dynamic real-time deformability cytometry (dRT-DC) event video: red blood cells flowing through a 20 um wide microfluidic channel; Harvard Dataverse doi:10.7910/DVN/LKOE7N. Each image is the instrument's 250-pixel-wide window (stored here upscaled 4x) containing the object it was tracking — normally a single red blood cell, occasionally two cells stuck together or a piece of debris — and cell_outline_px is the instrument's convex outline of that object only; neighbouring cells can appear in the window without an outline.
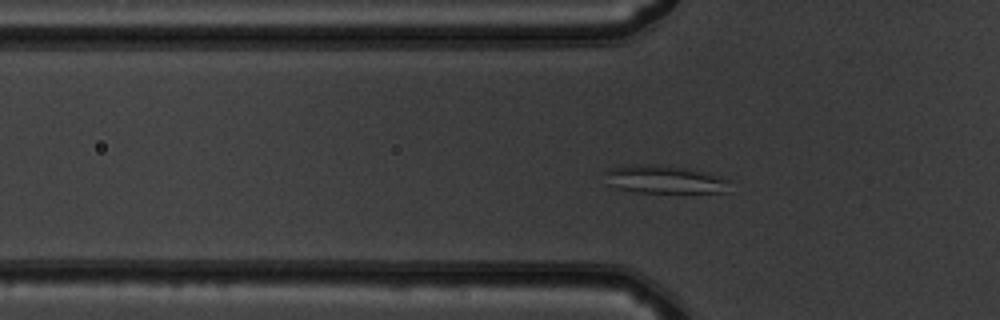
{"species": "common noctule bat (a hibernating species)", "species_latin": "Nyctalus noctula", "temperature_condition": "warm", "stored_images_in_passage": 48, "camera_frame_rate_fps": 3000, "um_per_image_px": 0.085, "animal": {"sex": "male", "body_mass_g": 19.5, "forearm_length_mm": 54.6}, "frame": {"image": 1, "passage_image": 13, "time_ms": 4.0, "image_size_px": [1000, 320], "cell_outline_px": [[732, 180], [728, 192], [636, 192], [616, 188], [608, 184], [604, 172], [608, 168], [632, 164], [656, 164], [688, 168], [708, 172]], "centroid_in_image_um": [56.51, 15.24], "position_along_channel_um": 69.3, "area_um2": 20.75}}
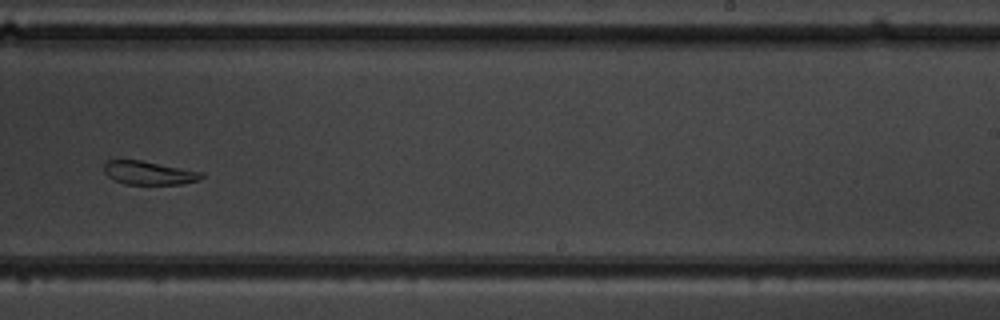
{"frame": {"image": 2, "passage_image": 29, "time_ms": 9.333, "image_size_px": [1000, 320], "cell_outline_px": [[204, 176], [200, 180], [184, 184], [124, 184], [108, 176], [104, 172], [104, 164], [108, 160], [140, 160], [204, 172]], "centroid_in_image_um": [12.7, 14.7], "position_along_channel_um": 276.3, "area_um2": 13.35}}
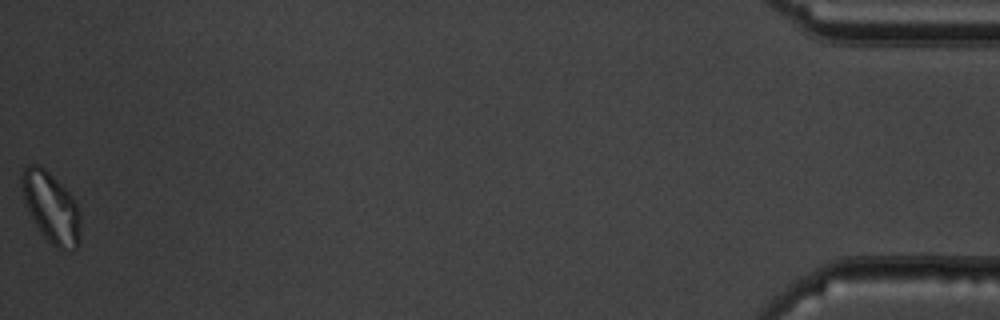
{"frame": {"image": 3, "passage_image": 48, "time_ms": 15.667, "image_size_px": [1000, 320], "cell_outline_px": [[80, 244], [76, 248], [56, 248], [44, 236], [36, 224], [24, 204], [20, 188], [20, 176], [24, 164], [40, 164], [72, 196], [80, 212]], "centroid_in_image_um": [4.3, 17.58], "position_along_channel_um": 430.9, "area_um2": 24.16}}